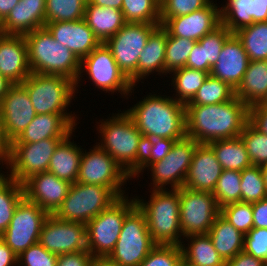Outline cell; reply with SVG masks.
I'll return each instance as SVG.
<instances>
[{
  "instance_id": "obj_1",
  "label": "cell",
  "mask_w": 267,
  "mask_h": 266,
  "mask_svg": "<svg viewBox=\"0 0 267 266\" xmlns=\"http://www.w3.org/2000/svg\"><path fill=\"white\" fill-rule=\"evenodd\" d=\"M186 135L198 143L239 137L249 122V106L236 96L211 105H185Z\"/></svg>"
},
{
  "instance_id": "obj_2",
  "label": "cell",
  "mask_w": 267,
  "mask_h": 266,
  "mask_svg": "<svg viewBox=\"0 0 267 266\" xmlns=\"http://www.w3.org/2000/svg\"><path fill=\"white\" fill-rule=\"evenodd\" d=\"M142 100L125 112L144 138L147 135L167 139H183L187 136L184 104L173 97L152 93Z\"/></svg>"
},
{
  "instance_id": "obj_3",
  "label": "cell",
  "mask_w": 267,
  "mask_h": 266,
  "mask_svg": "<svg viewBox=\"0 0 267 266\" xmlns=\"http://www.w3.org/2000/svg\"><path fill=\"white\" fill-rule=\"evenodd\" d=\"M97 130L101 142L97 145L105 150L130 176L141 166L144 152V137L125 112L109 119H102ZM101 144V145H100Z\"/></svg>"
},
{
  "instance_id": "obj_4",
  "label": "cell",
  "mask_w": 267,
  "mask_h": 266,
  "mask_svg": "<svg viewBox=\"0 0 267 266\" xmlns=\"http://www.w3.org/2000/svg\"><path fill=\"white\" fill-rule=\"evenodd\" d=\"M32 73L60 75L76 82L81 60L66 46L57 42L46 27L24 35Z\"/></svg>"
},
{
  "instance_id": "obj_5",
  "label": "cell",
  "mask_w": 267,
  "mask_h": 266,
  "mask_svg": "<svg viewBox=\"0 0 267 266\" xmlns=\"http://www.w3.org/2000/svg\"><path fill=\"white\" fill-rule=\"evenodd\" d=\"M148 202L135 198L136 205L145 214L147 227L156 245H176L182 243L180 228L179 188L152 189Z\"/></svg>"
},
{
  "instance_id": "obj_6",
  "label": "cell",
  "mask_w": 267,
  "mask_h": 266,
  "mask_svg": "<svg viewBox=\"0 0 267 266\" xmlns=\"http://www.w3.org/2000/svg\"><path fill=\"white\" fill-rule=\"evenodd\" d=\"M135 198L120 197L86 224L87 250L92 257H106L115 248L126 216L136 207Z\"/></svg>"
},
{
  "instance_id": "obj_7",
  "label": "cell",
  "mask_w": 267,
  "mask_h": 266,
  "mask_svg": "<svg viewBox=\"0 0 267 266\" xmlns=\"http://www.w3.org/2000/svg\"><path fill=\"white\" fill-rule=\"evenodd\" d=\"M118 199L108 187L75 182L70 185L66 198L53 215L61 220L86 225Z\"/></svg>"
},
{
  "instance_id": "obj_8",
  "label": "cell",
  "mask_w": 267,
  "mask_h": 266,
  "mask_svg": "<svg viewBox=\"0 0 267 266\" xmlns=\"http://www.w3.org/2000/svg\"><path fill=\"white\" fill-rule=\"evenodd\" d=\"M22 85L27 89L36 114H72L67 109L77 89L71 79L31 73Z\"/></svg>"
},
{
  "instance_id": "obj_9",
  "label": "cell",
  "mask_w": 267,
  "mask_h": 266,
  "mask_svg": "<svg viewBox=\"0 0 267 266\" xmlns=\"http://www.w3.org/2000/svg\"><path fill=\"white\" fill-rule=\"evenodd\" d=\"M155 246L145 214L136 206L126 216L115 248L108 257L121 266H139Z\"/></svg>"
},
{
  "instance_id": "obj_10",
  "label": "cell",
  "mask_w": 267,
  "mask_h": 266,
  "mask_svg": "<svg viewBox=\"0 0 267 266\" xmlns=\"http://www.w3.org/2000/svg\"><path fill=\"white\" fill-rule=\"evenodd\" d=\"M161 24L126 23L105 44L111 50L119 69L133 86L137 83V64L148 37Z\"/></svg>"
},
{
  "instance_id": "obj_11",
  "label": "cell",
  "mask_w": 267,
  "mask_h": 266,
  "mask_svg": "<svg viewBox=\"0 0 267 266\" xmlns=\"http://www.w3.org/2000/svg\"><path fill=\"white\" fill-rule=\"evenodd\" d=\"M65 138H48L35 143L10 144L3 162L8 166L6 176L22 184L34 174L47 172L51 157Z\"/></svg>"
},
{
  "instance_id": "obj_12",
  "label": "cell",
  "mask_w": 267,
  "mask_h": 266,
  "mask_svg": "<svg viewBox=\"0 0 267 266\" xmlns=\"http://www.w3.org/2000/svg\"><path fill=\"white\" fill-rule=\"evenodd\" d=\"M84 69V70H83ZM86 72L89 75V79L95 84L96 88L102 91H109L114 93L117 91L126 97L135 86L131 84L129 79L119 69L116 61L112 55L111 50L106 46L105 43H101L95 48L89 55L81 59L80 71L78 79L75 82V88L79 85L82 73Z\"/></svg>"
},
{
  "instance_id": "obj_13",
  "label": "cell",
  "mask_w": 267,
  "mask_h": 266,
  "mask_svg": "<svg viewBox=\"0 0 267 266\" xmlns=\"http://www.w3.org/2000/svg\"><path fill=\"white\" fill-rule=\"evenodd\" d=\"M131 176L102 148L93 146L89 152H82L77 177L78 183L108 187L119 198L125 196L124 183Z\"/></svg>"
},
{
  "instance_id": "obj_14",
  "label": "cell",
  "mask_w": 267,
  "mask_h": 266,
  "mask_svg": "<svg viewBox=\"0 0 267 266\" xmlns=\"http://www.w3.org/2000/svg\"><path fill=\"white\" fill-rule=\"evenodd\" d=\"M48 216L44 209L23 197L0 237L19 256L30 246L39 243L40 232Z\"/></svg>"
},
{
  "instance_id": "obj_15",
  "label": "cell",
  "mask_w": 267,
  "mask_h": 266,
  "mask_svg": "<svg viewBox=\"0 0 267 266\" xmlns=\"http://www.w3.org/2000/svg\"><path fill=\"white\" fill-rule=\"evenodd\" d=\"M180 228L184 237L207 234L220 214L213 193L179 188Z\"/></svg>"
},
{
  "instance_id": "obj_16",
  "label": "cell",
  "mask_w": 267,
  "mask_h": 266,
  "mask_svg": "<svg viewBox=\"0 0 267 266\" xmlns=\"http://www.w3.org/2000/svg\"><path fill=\"white\" fill-rule=\"evenodd\" d=\"M199 143L189 137L175 141L168 155L161 161L151 164L153 189H171L184 186L194 151Z\"/></svg>"
},
{
  "instance_id": "obj_17",
  "label": "cell",
  "mask_w": 267,
  "mask_h": 266,
  "mask_svg": "<svg viewBox=\"0 0 267 266\" xmlns=\"http://www.w3.org/2000/svg\"><path fill=\"white\" fill-rule=\"evenodd\" d=\"M39 243L57 255L87 250L86 225L49 214L43 223Z\"/></svg>"
},
{
  "instance_id": "obj_18",
  "label": "cell",
  "mask_w": 267,
  "mask_h": 266,
  "mask_svg": "<svg viewBox=\"0 0 267 266\" xmlns=\"http://www.w3.org/2000/svg\"><path fill=\"white\" fill-rule=\"evenodd\" d=\"M3 130L9 143L16 140L36 116L27 89L22 84H11L0 101Z\"/></svg>"
},
{
  "instance_id": "obj_19",
  "label": "cell",
  "mask_w": 267,
  "mask_h": 266,
  "mask_svg": "<svg viewBox=\"0 0 267 266\" xmlns=\"http://www.w3.org/2000/svg\"><path fill=\"white\" fill-rule=\"evenodd\" d=\"M213 0L204 8L188 15L160 17L161 26L170 36L198 41L221 25L220 7Z\"/></svg>"
},
{
  "instance_id": "obj_20",
  "label": "cell",
  "mask_w": 267,
  "mask_h": 266,
  "mask_svg": "<svg viewBox=\"0 0 267 266\" xmlns=\"http://www.w3.org/2000/svg\"><path fill=\"white\" fill-rule=\"evenodd\" d=\"M70 185L68 181L59 179L48 171L34 174L22 183L24 197L48 214H54L58 210Z\"/></svg>"
},
{
  "instance_id": "obj_21",
  "label": "cell",
  "mask_w": 267,
  "mask_h": 266,
  "mask_svg": "<svg viewBox=\"0 0 267 266\" xmlns=\"http://www.w3.org/2000/svg\"><path fill=\"white\" fill-rule=\"evenodd\" d=\"M0 73L10 84H22L32 73L24 35L0 38Z\"/></svg>"
},
{
  "instance_id": "obj_22",
  "label": "cell",
  "mask_w": 267,
  "mask_h": 266,
  "mask_svg": "<svg viewBox=\"0 0 267 266\" xmlns=\"http://www.w3.org/2000/svg\"><path fill=\"white\" fill-rule=\"evenodd\" d=\"M222 171L213 149L207 143H199L194 151L183 187L213 193Z\"/></svg>"
},
{
  "instance_id": "obj_23",
  "label": "cell",
  "mask_w": 267,
  "mask_h": 266,
  "mask_svg": "<svg viewBox=\"0 0 267 266\" xmlns=\"http://www.w3.org/2000/svg\"><path fill=\"white\" fill-rule=\"evenodd\" d=\"M45 27L57 42L70 49L80 60L101 44L84 19L50 22Z\"/></svg>"
},
{
  "instance_id": "obj_24",
  "label": "cell",
  "mask_w": 267,
  "mask_h": 266,
  "mask_svg": "<svg viewBox=\"0 0 267 266\" xmlns=\"http://www.w3.org/2000/svg\"><path fill=\"white\" fill-rule=\"evenodd\" d=\"M75 114H36L25 130L10 144L35 143L48 138H66L73 133Z\"/></svg>"
},
{
  "instance_id": "obj_25",
  "label": "cell",
  "mask_w": 267,
  "mask_h": 266,
  "mask_svg": "<svg viewBox=\"0 0 267 266\" xmlns=\"http://www.w3.org/2000/svg\"><path fill=\"white\" fill-rule=\"evenodd\" d=\"M249 58L242 42L232 34L224 43L219 59L211 68L210 75L228 83L233 89L241 84Z\"/></svg>"
},
{
  "instance_id": "obj_26",
  "label": "cell",
  "mask_w": 267,
  "mask_h": 266,
  "mask_svg": "<svg viewBox=\"0 0 267 266\" xmlns=\"http://www.w3.org/2000/svg\"><path fill=\"white\" fill-rule=\"evenodd\" d=\"M46 0H19L3 21L5 35H25L45 27Z\"/></svg>"
},
{
  "instance_id": "obj_27",
  "label": "cell",
  "mask_w": 267,
  "mask_h": 266,
  "mask_svg": "<svg viewBox=\"0 0 267 266\" xmlns=\"http://www.w3.org/2000/svg\"><path fill=\"white\" fill-rule=\"evenodd\" d=\"M233 33L222 24L198 40L187 59V68L202 70L210 74L219 59L221 49Z\"/></svg>"
},
{
  "instance_id": "obj_28",
  "label": "cell",
  "mask_w": 267,
  "mask_h": 266,
  "mask_svg": "<svg viewBox=\"0 0 267 266\" xmlns=\"http://www.w3.org/2000/svg\"><path fill=\"white\" fill-rule=\"evenodd\" d=\"M167 31L160 25L148 37L137 64V82L149 74L165 73ZM140 79V80H139Z\"/></svg>"
},
{
  "instance_id": "obj_29",
  "label": "cell",
  "mask_w": 267,
  "mask_h": 266,
  "mask_svg": "<svg viewBox=\"0 0 267 266\" xmlns=\"http://www.w3.org/2000/svg\"><path fill=\"white\" fill-rule=\"evenodd\" d=\"M84 20L101 43L113 37L126 24L121 10L89 2L85 6Z\"/></svg>"
},
{
  "instance_id": "obj_30",
  "label": "cell",
  "mask_w": 267,
  "mask_h": 266,
  "mask_svg": "<svg viewBox=\"0 0 267 266\" xmlns=\"http://www.w3.org/2000/svg\"><path fill=\"white\" fill-rule=\"evenodd\" d=\"M71 136L72 133L58 144L47 171L73 184L77 182L83 148L71 142Z\"/></svg>"
},
{
  "instance_id": "obj_31",
  "label": "cell",
  "mask_w": 267,
  "mask_h": 266,
  "mask_svg": "<svg viewBox=\"0 0 267 266\" xmlns=\"http://www.w3.org/2000/svg\"><path fill=\"white\" fill-rule=\"evenodd\" d=\"M267 94V60L249 61L235 96L249 107L259 103Z\"/></svg>"
},
{
  "instance_id": "obj_32",
  "label": "cell",
  "mask_w": 267,
  "mask_h": 266,
  "mask_svg": "<svg viewBox=\"0 0 267 266\" xmlns=\"http://www.w3.org/2000/svg\"><path fill=\"white\" fill-rule=\"evenodd\" d=\"M219 255L228 261L243 251L244 234L237 230L221 214L207 233Z\"/></svg>"
},
{
  "instance_id": "obj_33",
  "label": "cell",
  "mask_w": 267,
  "mask_h": 266,
  "mask_svg": "<svg viewBox=\"0 0 267 266\" xmlns=\"http://www.w3.org/2000/svg\"><path fill=\"white\" fill-rule=\"evenodd\" d=\"M214 151L223 170L242 171L252 165L241 137L207 143Z\"/></svg>"
},
{
  "instance_id": "obj_34",
  "label": "cell",
  "mask_w": 267,
  "mask_h": 266,
  "mask_svg": "<svg viewBox=\"0 0 267 266\" xmlns=\"http://www.w3.org/2000/svg\"><path fill=\"white\" fill-rule=\"evenodd\" d=\"M190 244H181L182 258L195 266H225L224 259L213 246L208 234L190 235L185 240Z\"/></svg>"
},
{
  "instance_id": "obj_35",
  "label": "cell",
  "mask_w": 267,
  "mask_h": 266,
  "mask_svg": "<svg viewBox=\"0 0 267 266\" xmlns=\"http://www.w3.org/2000/svg\"><path fill=\"white\" fill-rule=\"evenodd\" d=\"M242 42L249 61L267 60V22H256L234 33Z\"/></svg>"
},
{
  "instance_id": "obj_36",
  "label": "cell",
  "mask_w": 267,
  "mask_h": 266,
  "mask_svg": "<svg viewBox=\"0 0 267 266\" xmlns=\"http://www.w3.org/2000/svg\"><path fill=\"white\" fill-rule=\"evenodd\" d=\"M173 73V74H172ZM173 77L171 85L174 86L177 97L174 96V99L184 105L189 103L202 84L205 82L209 73L183 67L171 72Z\"/></svg>"
},
{
  "instance_id": "obj_37",
  "label": "cell",
  "mask_w": 267,
  "mask_h": 266,
  "mask_svg": "<svg viewBox=\"0 0 267 266\" xmlns=\"http://www.w3.org/2000/svg\"><path fill=\"white\" fill-rule=\"evenodd\" d=\"M23 197L22 184L6 175L0 179V235L7 229Z\"/></svg>"
},
{
  "instance_id": "obj_38",
  "label": "cell",
  "mask_w": 267,
  "mask_h": 266,
  "mask_svg": "<svg viewBox=\"0 0 267 266\" xmlns=\"http://www.w3.org/2000/svg\"><path fill=\"white\" fill-rule=\"evenodd\" d=\"M235 97V89L209 74L193 99L186 105H211L228 102Z\"/></svg>"
},
{
  "instance_id": "obj_39",
  "label": "cell",
  "mask_w": 267,
  "mask_h": 266,
  "mask_svg": "<svg viewBox=\"0 0 267 266\" xmlns=\"http://www.w3.org/2000/svg\"><path fill=\"white\" fill-rule=\"evenodd\" d=\"M253 0H227L225 6L220 7L221 24L227 27L233 34L253 24L252 19Z\"/></svg>"
},
{
  "instance_id": "obj_40",
  "label": "cell",
  "mask_w": 267,
  "mask_h": 266,
  "mask_svg": "<svg viewBox=\"0 0 267 266\" xmlns=\"http://www.w3.org/2000/svg\"><path fill=\"white\" fill-rule=\"evenodd\" d=\"M121 11L126 23L161 24L160 0H123Z\"/></svg>"
},
{
  "instance_id": "obj_41",
  "label": "cell",
  "mask_w": 267,
  "mask_h": 266,
  "mask_svg": "<svg viewBox=\"0 0 267 266\" xmlns=\"http://www.w3.org/2000/svg\"><path fill=\"white\" fill-rule=\"evenodd\" d=\"M85 6L83 0H46L45 24L84 19Z\"/></svg>"
},
{
  "instance_id": "obj_42",
  "label": "cell",
  "mask_w": 267,
  "mask_h": 266,
  "mask_svg": "<svg viewBox=\"0 0 267 266\" xmlns=\"http://www.w3.org/2000/svg\"><path fill=\"white\" fill-rule=\"evenodd\" d=\"M241 171L223 170L213 191L220 208L241 202Z\"/></svg>"
},
{
  "instance_id": "obj_43",
  "label": "cell",
  "mask_w": 267,
  "mask_h": 266,
  "mask_svg": "<svg viewBox=\"0 0 267 266\" xmlns=\"http://www.w3.org/2000/svg\"><path fill=\"white\" fill-rule=\"evenodd\" d=\"M196 41L181 37L170 36L167 33L165 51V74L186 66L187 59Z\"/></svg>"
},
{
  "instance_id": "obj_44",
  "label": "cell",
  "mask_w": 267,
  "mask_h": 266,
  "mask_svg": "<svg viewBox=\"0 0 267 266\" xmlns=\"http://www.w3.org/2000/svg\"><path fill=\"white\" fill-rule=\"evenodd\" d=\"M241 202L255 203L267 197L260 166L251 165L241 171Z\"/></svg>"
},
{
  "instance_id": "obj_45",
  "label": "cell",
  "mask_w": 267,
  "mask_h": 266,
  "mask_svg": "<svg viewBox=\"0 0 267 266\" xmlns=\"http://www.w3.org/2000/svg\"><path fill=\"white\" fill-rule=\"evenodd\" d=\"M177 140L180 139H167L156 135H147L144 138V152L141 166L131 175V178L139 177V174L143 172L144 169L164 159Z\"/></svg>"
},
{
  "instance_id": "obj_46",
  "label": "cell",
  "mask_w": 267,
  "mask_h": 266,
  "mask_svg": "<svg viewBox=\"0 0 267 266\" xmlns=\"http://www.w3.org/2000/svg\"><path fill=\"white\" fill-rule=\"evenodd\" d=\"M240 137L246 146L252 165L267 164V135L248 122Z\"/></svg>"
},
{
  "instance_id": "obj_47",
  "label": "cell",
  "mask_w": 267,
  "mask_h": 266,
  "mask_svg": "<svg viewBox=\"0 0 267 266\" xmlns=\"http://www.w3.org/2000/svg\"><path fill=\"white\" fill-rule=\"evenodd\" d=\"M220 214L244 235L253 228L252 203L237 202L225 205Z\"/></svg>"
},
{
  "instance_id": "obj_48",
  "label": "cell",
  "mask_w": 267,
  "mask_h": 266,
  "mask_svg": "<svg viewBox=\"0 0 267 266\" xmlns=\"http://www.w3.org/2000/svg\"><path fill=\"white\" fill-rule=\"evenodd\" d=\"M182 250L176 245H156L139 266H178Z\"/></svg>"
},
{
  "instance_id": "obj_49",
  "label": "cell",
  "mask_w": 267,
  "mask_h": 266,
  "mask_svg": "<svg viewBox=\"0 0 267 266\" xmlns=\"http://www.w3.org/2000/svg\"><path fill=\"white\" fill-rule=\"evenodd\" d=\"M58 255L49 252L40 243L30 246L17 256V266H57Z\"/></svg>"
},
{
  "instance_id": "obj_50",
  "label": "cell",
  "mask_w": 267,
  "mask_h": 266,
  "mask_svg": "<svg viewBox=\"0 0 267 266\" xmlns=\"http://www.w3.org/2000/svg\"><path fill=\"white\" fill-rule=\"evenodd\" d=\"M211 0H160V17L188 15L206 7Z\"/></svg>"
},
{
  "instance_id": "obj_51",
  "label": "cell",
  "mask_w": 267,
  "mask_h": 266,
  "mask_svg": "<svg viewBox=\"0 0 267 266\" xmlns=\"http://www.w3.org/2000/svg\"><path fill=\"white\" fill-rule=\"evenodd\" d=\"M243 251L267 264V228H251L244 235Z\"/></svg>"
},
{
  "instance_id": "obj_52",
  "label": "cell",
  "mask_w": 267,
  "mask_h": 266,
  "mask_svg": "<svg viewBox=\"0 0 267 266\" xmlns=\"http://www.w3.org/2000/svg\"><path fill=\"white\" fill-rule=\"evenodd\" d=\"M92 255L88 250L58 255L57 266H90Z\"/></svg>"
},
{
  "instance_id": "obj_53",
  "label": "cell",
  "mask_w": 267,
  "mask_h": 266,
  "mask_svg": "<svg viewBox=\"0 0 267 266\" xmlns=\"http://www.w3.org/2000/svg\"><path fill=\"white\" fill-rule=\"evenodd\" d=\"M249 122L260 132L267 135V108L258 103L249 107Z\"/></svg>"
},
{
  "instance_id": "obj_54",
  "label": "cell",
  "mask_w": 267,
  "mask_h": 266,
  "mask_svg": "<svg viewBox=\"0 0 267 266\" xmlns=\"http://www.w3.org/2000/svg\"><path fill=\"white\" fill-rule=\"evenodd\" d=\"M253 228H267V197L252 203Z\"/></svg>"
},
{
  "instance_id": "obj_55",
  "label": "cell",
  "mask_w": 267,
  "mask_h": 266,
  "mask_svg": "<svg viewBox=\"0 0 267 266\" xmlns=\"http://www.w3.org/2000/svg\"><path fill=\"white\" fill-rule=\"evenodd\" d=\"M266 263L262 260L255 258L254 256L239 252L232 259L225 262V266H265Z\"/></svg>"
},
{
  "instance_id": "obj_56",
  "label": "cell",
  "mask_w": 267,
  "mask_h": 266,
  "mask_svg": "<svg viewBox=\"0 0 267 266\" xmlns=\"http://www.w3.org/2000/svg\"><path fill=\"white\" fill-rule=\"evenodd\" d=\"M17 255L0 237V266H16Z\"/></svg>"
},
{
  "instance_id": "obj_57",
  "label": "cell",
  "mask_w": 267,
  "mask_h": 266,
  "mask_svg": "<svg viewBox=\"0 0 267 266\" xmlns=\"http://www.w3.org/2000/svg\"><path fill=\"white\" fill-rule=\"evenodd\" d=\"M253 22H267V0L252 1Z\"/></svg>"
},
{
  "instance_id": "obj_58",
  "label": "cell",
  "mask_w": 267,
  "mask_h": 266,
  "mask_svg": "<svg viewBox=\"0 0 267 266\" xmlns=\"http://www.w3.org/2000/svg\"><path fill=\"white\" fill-rule=\"evenodd\" d=\"M10 143L8 142L4 130H3V124L1 120V114H0V162L5 160L7 157L8 151H9Z\"/></svg>"
},
{
  "instance_id": "obj_59",
  "label": "cell",
  "mask_w": 267,
  "mask_h": 266,
  "mask_svg": "<svg viewBox=\"0 0 267 266\" xmlns=\"http://www.w3.org/2000/svg\"><path fill=\"white\" fill-rule=\"evenodd\" d=\"M18 2L19 0H0V19L2 22L7 18L10 11Z\"/></svg>"
},
{
  "instance_id": "obj_60",
  "label": "cell",
  "mask_w": 267,
  "mask_h": 266,
  "mask_svg": "<svg viewBox=\"0 0 267 266\" xmlns=\"http://www.w3.org/2000/svg\"><path fill=\"white\" fill-rule=\"evenodd\" d=\"M90 4L121 10L123 0H90Z\"/></svg>"
},
{
  "instance_id": "obj_61",
  "label": "cell",
  "mask_w": 267,
  "mask_h": 266,
  "mask_svg": "<svg viewBox=\"0 0 267 266\" xmlns=\"http://www.w3.org/2000/svg\"><path fill=\"white\" fill-rule=\"evenodd\" d=\"M90 266H121L112 261L108 256L106 257H92Z\"/></svg>"
},
{
  "instance_id": "obj_62",
  "label": "cell",
  "mask_w": 267,
  "mask_h": 266,
  "mask_svg": "<svg viewBox=\"0 0 267 266\" xmlns=\"http://www.w3.org/2000/svg\"><path fill=\"white\" fill-rule=\"evenodd\" d=\"M10 85L11 84L0 73V101L5 96Z\"/></svg>"
},
{
  "instance_id": "obj_63",
  "label": "cell",
  "mask_w": 267,
  "mask_h": 266,
  "mask_svg": "<svg viewBox=\"0 0 267 266\" xmlns=\"http://www.w3.org/2000/svg\"><path fill=\"white\" fill-rule=\"evenodd\" d=\"M261 168V173H262V176H263V181H264V184H265V189H266V192H267V164H264L262 166H260Z\"/></svg>"
},
{
  "instance_id": "obj_64",
  "label": "cell",
  "mask_w": 267,
  "mask_h": 266,
  "mask_svg": "<svg viewBox=\"0 0 267 266\" xmlns=\"http://www.w3.org/2000/svg\"><path fill=\"white\" fill-rule=\"evenodd\" d=\"M258 104L264 108H267V94L264 96V98Z\"/></svg>"
},
{
  "instance_id": "obj_65",
  "label": "cell",
  "mask_w": 267,
  "mask_h": 266,
  "mask_svg": "<svg viewBox=\"0 0 267 266\" xmlns=\"http://www.w3.org/2000/svg\"><path fill=\"white\" fill-rule=\"evenodd\" d=\"M178 266H195L193 264H190L189 262H187L185 259H181Z\"/></svg>"
},
{
  "instance_id": "obj_66",
  "label": "cell",
  "mask_w": 267,
  "mask_h": 266,
  "mask_svg": "<svg viewBox=\"0 0 267 266\" xmlns=\"http://www.w3.org/2000/svg\"><path fill=\"white\" fill-rule=\"evenodd\" d=\"M5 35L4 30H3V22L0 19V38H2Z\"/></svg>"
},
{
  "instance_id": "obj_67",
  "label": "cell",
  "mask_w": 267,
  "mask_h": 266,
  "mask_svg": "<svg viewBox=\"0 0 267 266\" xmlns=\"http://www.w3.org/2000/svg\"><path fill=\"white\" fill-rule=\"evenodd\" d=\"M0 164H1V162H0ZM0 169H1V168H0ZM3 176H4V174L1 173V171H0V179H1Z\"/></svg>"
},
{
  "instance_id": "obj_68",
  "label": "cell",
  "mask_w": 267,
  "mask_h": 266,
  "mask_svg": "<svg viewBox=\"0 0 267 266\" xmlns=\"http://www.w3.org/2000/svg\"><path fill=\"white\" fill-rule=\"evenodd\" d=\"M86 4L90 1V0H83Z\"/></svg>"
}]
</instances>
